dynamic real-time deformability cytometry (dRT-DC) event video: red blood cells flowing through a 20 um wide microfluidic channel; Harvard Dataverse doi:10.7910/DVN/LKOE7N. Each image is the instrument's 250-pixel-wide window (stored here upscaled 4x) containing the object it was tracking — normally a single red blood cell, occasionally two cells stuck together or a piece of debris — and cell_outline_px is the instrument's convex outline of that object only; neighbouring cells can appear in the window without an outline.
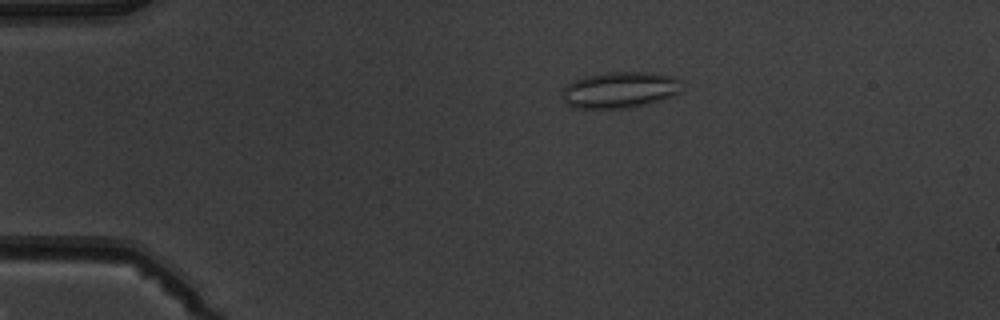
{"species": "common noctule bat (a hibernating species)", "species_latin": "Nyctalus noctula", "temperature_condition": "warm", "stored_images_in_passage": 4, "camera_frame_rate_fps": 3000, "um_per_image_px": 0.085, "animal": {"sex": "male", "body_mass_g": 19.5, "forearm_length_mm": 54.6}, "frame": {"image": 1, "passage_image": 3, "time_ms": 2.0, "image_size_px": [1000, 320], "cell_outline_px": [[680, 80], [676, 92], [672, 96], [652, 104], [628, 108], [576, 108], [568, 104], [564, 100], [564, 88], [572, 80], [584, 76], [608, 72], [652, 72], [672, 76]], "centroid_in_image_um": [52.68, 7.64], "position_along_channel_um": 32.3, "area_um2": 25.14}}